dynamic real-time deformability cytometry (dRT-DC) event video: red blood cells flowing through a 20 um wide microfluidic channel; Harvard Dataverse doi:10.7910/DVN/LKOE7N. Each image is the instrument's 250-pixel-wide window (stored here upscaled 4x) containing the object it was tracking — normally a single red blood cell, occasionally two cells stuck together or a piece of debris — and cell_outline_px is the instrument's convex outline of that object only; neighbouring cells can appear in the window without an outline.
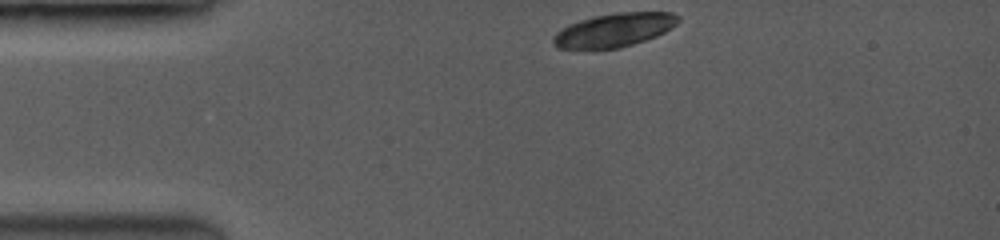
{"species": "common noctule bat (a hibernating species)", "species_latin": "Nyctalus noctula", "temperature_condition": "room temperature", "stored_images_in_passage": 3, "camera_frame_rate_fps": 3500, "um_per_image_px": 0.085, "animal": {"sex": "female", "body_mass_g": 19.0, "forearm_length_mm": 53.3}, "frame": {"image": 1, "passage_image": 1, "time_ms": 0.0, "image_size_px": [1000, 240], "cell_outline_px": [[680, 20], [676, 24], [664, 32], [656, 36], [632, 44], [616, 48], [560, 48], [552, 40], [556, 32], [580, 20], [596, 16], [616, 12], [672, 12]], "centroid_in_image_um": [52.24, 2.54], "position_along_channel_um": 32.8, "area_um2": 23.81}}